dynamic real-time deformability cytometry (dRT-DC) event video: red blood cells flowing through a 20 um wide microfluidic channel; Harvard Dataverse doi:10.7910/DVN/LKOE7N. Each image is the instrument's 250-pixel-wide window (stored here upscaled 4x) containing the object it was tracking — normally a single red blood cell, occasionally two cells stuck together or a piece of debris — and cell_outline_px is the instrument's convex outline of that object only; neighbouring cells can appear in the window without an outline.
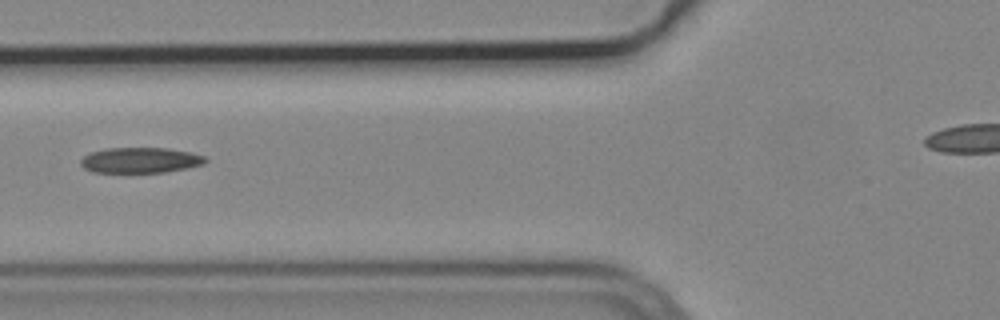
{"species": "common noctule bat (a hibernating species)", "species_latin": "Nyctalus noctula", "temperature_condition": "cold", "stored_images_in_passage": 8, "camera_frame_rate_fps": 3000, "um_per_image_px": 0.085, "animal": {"sex": "male", "body_mass_g": 19.2, "forearm_length_mm": 51.8}, "frame": {"image": 1, "passage_image": 5, "time_ms": 1.333, "image_size_px": [1000, 320], "cell_outline_px": [[208, 160], [204, 164], [188, 168], [164, 172], [92, 172], [84, 168], [80, 164], [80, 160], [84, 156], [92, 152], [108, 148], [168, 148], [192, 152], [204, 156]], "centroid_in_image_um": [11.96, 13.61], "position_along_channel_um": 113.8, "area_um2": 18.55}}
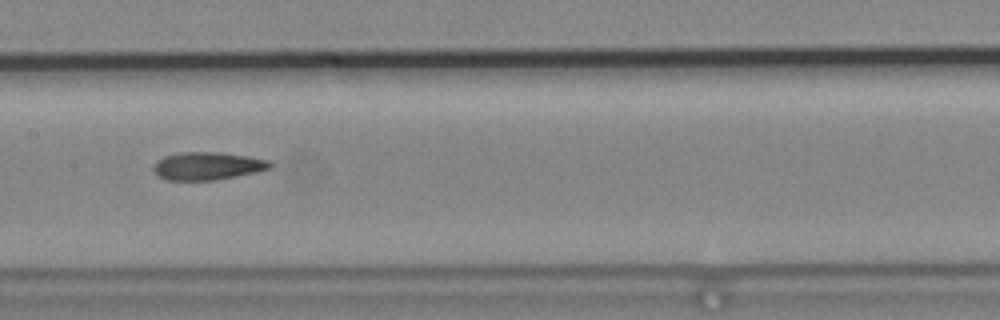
{"frame": {"image": 2, "passage_image": 7, "time_ms": 2.0, "image_size_px": [1000, 320], "cell_outline_px": [[272, 168], [256, 172], [216, 180], [168, 180], [160, 176], [152, 168], [156, 160], [164, 156], [180, 152], [220, 152], [248, 156], [268, 160], [272, 164]], "centroid_in_image_um": [17.64, 14.1], "position_along_channel_um": 189.8, "area_um2": 18.9}}
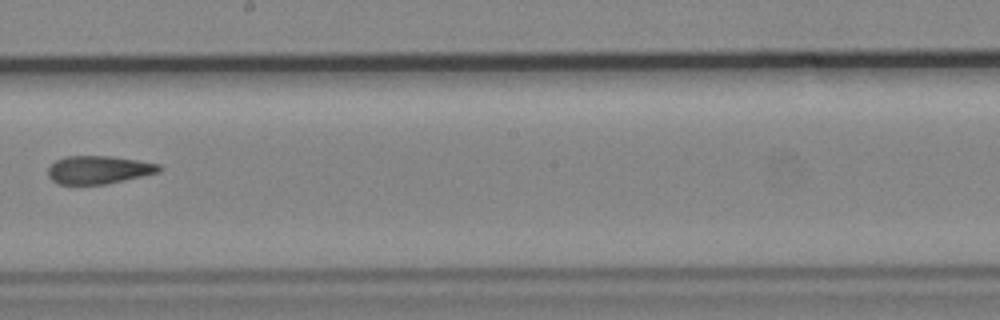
{"frame": {"image": 3, "passage_image": 8, "time_ms": 2.333, "image_size_px": [1000, 320], "cell_outline_px": [[164, 168], [160, 172], [104, 184], [60, 184], [52, 180], [48, 176], [48, 168], [56, 160], [64, 156], [112, 156], [160, 164]], "centroid_in_image_um": [8.39, 14.42], "position_along_channel_um": 239.8, "area_um2": 18.09}}